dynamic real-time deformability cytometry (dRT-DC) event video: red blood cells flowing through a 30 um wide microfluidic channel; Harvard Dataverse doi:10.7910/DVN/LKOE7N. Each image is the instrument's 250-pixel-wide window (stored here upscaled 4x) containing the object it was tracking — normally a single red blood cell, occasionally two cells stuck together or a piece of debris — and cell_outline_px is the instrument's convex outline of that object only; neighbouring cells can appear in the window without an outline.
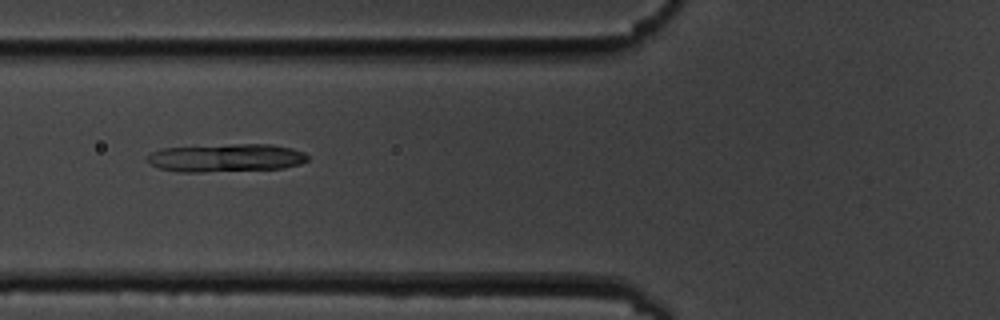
{"species": "common noctule bat (a hibernating species)", "species_latin": "Nyctalus noctula", "temperature_condition": "cold", "stored_images_in_passage": 9, "camera_frame_rate_fps": 3000, "um_per_image_px": 0.085, "animal": {"sex": "male", "body_mass_g": 19.5, "forearm_length_mm": 54.6}, "frame": {"image": 1, "passage_image": 7, "time_ms": 6.667, "image_size_px": [1000, 320], "cell_outline_px": [[308, 160], [300, 164], [284, 168], [204, 172], [180, 172], [160, 168], [144, 160], [152, 152], [160, 148], [236, 144], [272, 144], [292, 148], [304, 152], [308, 156]], "centroid_in_image_um": [19.22, 13.41], "position_along_channel_um": 106.6, "area_um2": 26.3}}
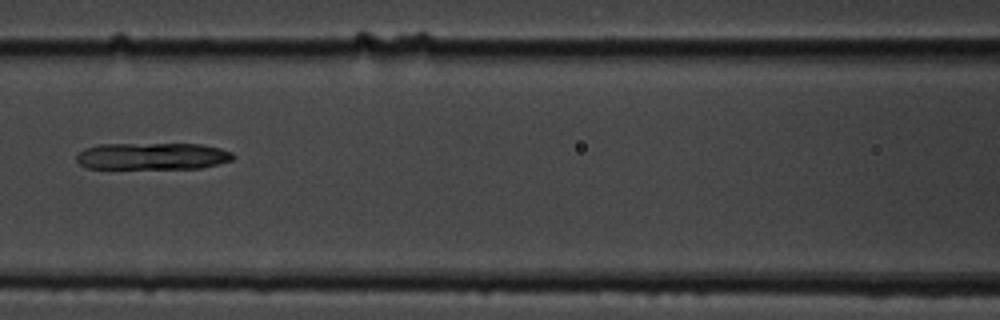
{"frame": {"image": 2, "passage_image": 8, "time_ms": 8.0, "image_size_px": [1000, 320], "cell_outline_px": [[236, 156], [232, 160], [200, 168], [88, 168], [80, 164], [76, 160], [76, 156], [84, 148], [100, 144], [204, 144], [220, 148], [232, 152]], "centroid_in_image_um": [12.97, 13.27], "position_along_channel_um": 153.6, "area_um2": 24.51}}
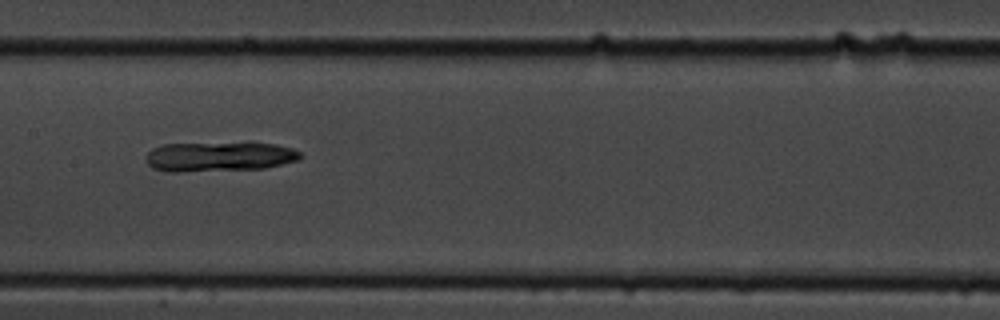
{"frame": {"image": 3, "passage_image": 9, "time_ms": 9.0, "image_size_px": [1000, 320], "cell_outline_px": [[304, 156], [300, 160], [264, 168], [180, 172], [168, 172], [152, 168], [148, 164], [144, 156], [152, 148], [164, 144], [248, 140], [252, 140], [276, 144], [292, 148], [300, 152]], "centroid_in_image_um": [18.67, 13.26], "position_along_channel_um": 188.7, "area_um2": 28.09}}